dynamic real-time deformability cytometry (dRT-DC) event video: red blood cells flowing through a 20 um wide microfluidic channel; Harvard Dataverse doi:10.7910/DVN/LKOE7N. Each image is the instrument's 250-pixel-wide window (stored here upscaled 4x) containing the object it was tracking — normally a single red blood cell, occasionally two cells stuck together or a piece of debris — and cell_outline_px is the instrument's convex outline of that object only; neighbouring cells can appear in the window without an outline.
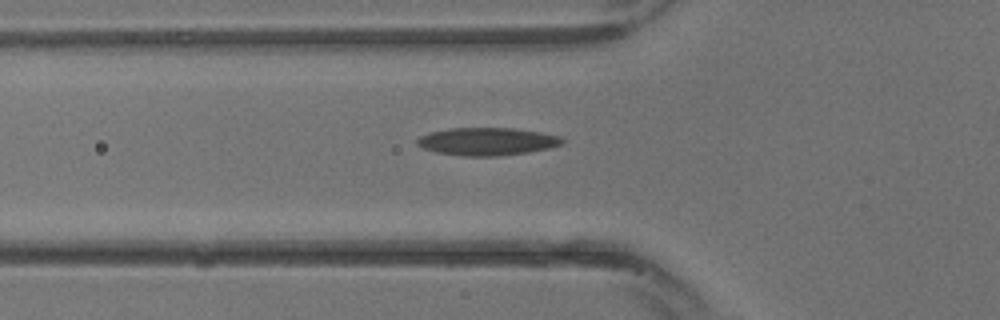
{"species": "common noctule bat (a hibernating species)", "species_latin": "Nyctalus noctula", "temperature_condition": "warm", "stored_images_in_passage": 11, "camera_frame_rate_fps": 3000, "um_per_image_px": 0.085, "animal": {"sex": "male", "body_mass_g": 13.3}, "frame": {"image": 1, "passage_image": 5, "time_ms": 1.333, "image_size_px": [1000, 320], "cell_outline_px": [[564, 144], [552, 148], [528, 152], [500, 156], [460, 156], [436, 152], [424, 148], [416, 144], [416, 140], [420, 136], [428, 132], [448, 128], [516, 128], [540, 132], [560, 136], [564, 140]], "centroid_in_image_um": [41.42, 12.02], "position_along_channel_um": 84.4, "area_um2": 23.76}}
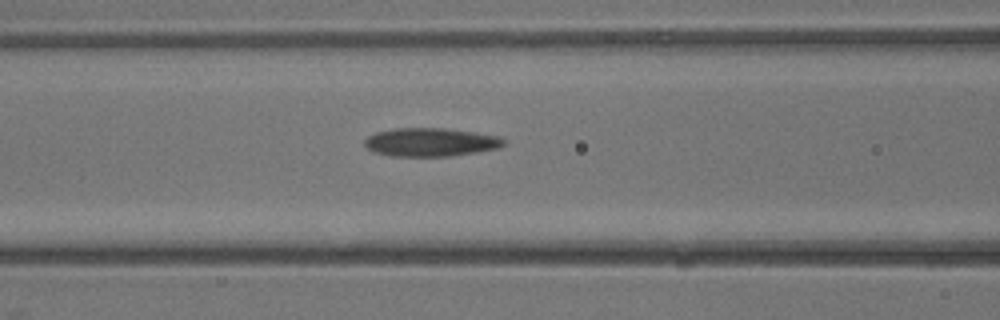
{"frame": {"image": 2, "passage_image": 7, "time_ms": 2.0, "image_size_px": [1000, 320], "cell_outline_px": [[508, 144], [500, 148], [452, 156], [392, 156], [376, 152], [368, 148], [364, 144], [364, 140], [368, 136], [376, 132], [396, 128], [444, 128], [500, 136]], "centroid_in_image_um": [36.64, 12.08], "position_along_channel_um": 130.0, "area_um2": 23.06}}
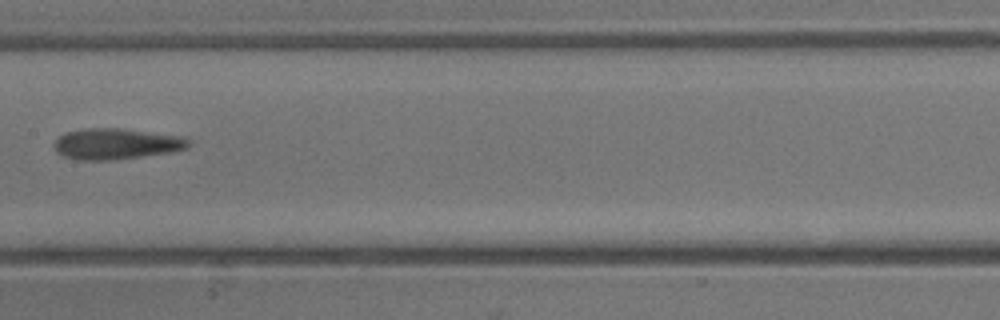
{"frame": {"image": 3, "passage_image": 10, "time_ms": 3.0, "image_size_px": [1000, 320], "cell_outline_px": [[192, 144], [188, 148], [168, 152], [116, 160], [76, 160], [64, 156], [56, 152], [52, 144], [64, 132], [84, 128], [120, 128], [184, 136]], "centroid_in_image_um": [9.86, 12.22], "position_along_channel_um": 197.5, "area_um2": 24.45}}